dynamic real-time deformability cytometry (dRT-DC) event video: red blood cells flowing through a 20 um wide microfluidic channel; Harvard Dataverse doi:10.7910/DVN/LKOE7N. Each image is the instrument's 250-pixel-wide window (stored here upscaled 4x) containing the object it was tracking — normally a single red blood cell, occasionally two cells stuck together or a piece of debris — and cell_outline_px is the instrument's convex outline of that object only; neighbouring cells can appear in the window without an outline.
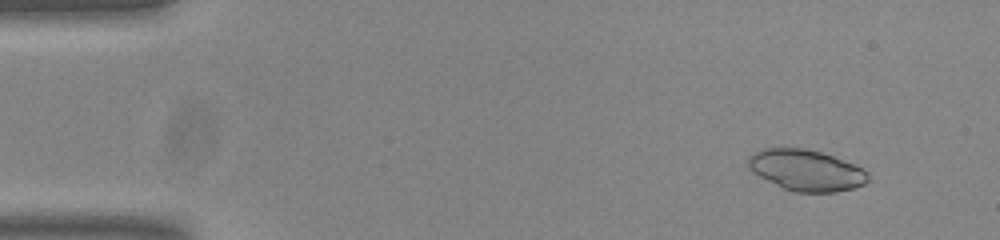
{"species": "common noctule bat (a hibernating species)", "species_latin": "Nyctalus noctula", "temperature_condition": "room temperature", "stored_images_in_passage": 54, "camera_frame_rate_fps": 3000, "um_per_image_px": 0.085, "animal": {"sex": "male", "body_mass_g": 20.0, "forearm_length_mm": 53.3}, "frame": {"image": 1, "passage_image": 5, "time_ms": 1.333, "image_size_px": [1000, 240], "cell_outline_px": [[868, 180], [864, 184], [852, 188], [836, 192], [796, 192], [784, 188], [752, 172], [748, 168], [748, 156], [764, 148], [804, 148], [820, 152], [832, 156], [852, 164], [860, 168], [868, 176]], "centroid_in_image_um": [68.48, 14.47], "position_along_channel_um": 16.5, "area_um2": 28.15}}